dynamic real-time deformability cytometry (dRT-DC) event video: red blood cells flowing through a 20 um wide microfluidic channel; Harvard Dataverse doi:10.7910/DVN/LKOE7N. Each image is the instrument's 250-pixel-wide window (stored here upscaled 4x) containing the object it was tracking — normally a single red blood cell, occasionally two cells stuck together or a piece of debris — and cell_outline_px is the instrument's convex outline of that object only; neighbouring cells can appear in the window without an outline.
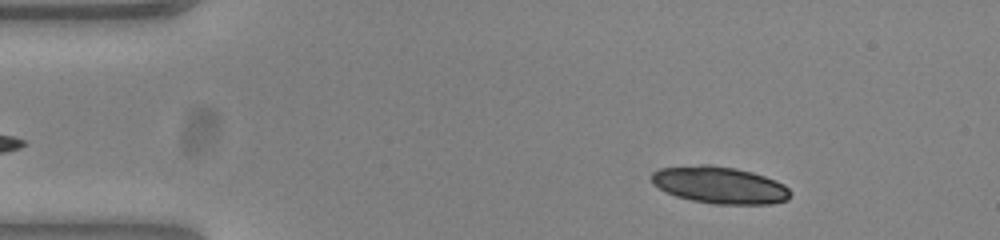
{"species": "common noctule bat (a hibernating species)", "species_latin": "Nyctalus noctula", "temperature_condition": "warm", "stored_images_in_passage": 51, "camera_frame_rate_fps": 3000, "um_per_image_px": 0.085, "animal": {"sex": "female", "body_mass_g": 23.0, "forearm_length_mm": 53.4}, "frame": {"image": 1, "passage_image": 6, "time_ms": 1.667, "image_size_px": [1000, 240], "cell_outline_px": [[788, 200], [772, 204], [712, 204], [692, 200], [676, 196], [652, 184], [652, 172], [660, 168], [700, 164], [708, 164], [736, 168], [752, 172], [776, 180], [784, 184], [788, 188]], "centroid_in_image_um": [61.17, 15.72], "position_along_channel_um": 23.8, "area_um2": 29.88}}